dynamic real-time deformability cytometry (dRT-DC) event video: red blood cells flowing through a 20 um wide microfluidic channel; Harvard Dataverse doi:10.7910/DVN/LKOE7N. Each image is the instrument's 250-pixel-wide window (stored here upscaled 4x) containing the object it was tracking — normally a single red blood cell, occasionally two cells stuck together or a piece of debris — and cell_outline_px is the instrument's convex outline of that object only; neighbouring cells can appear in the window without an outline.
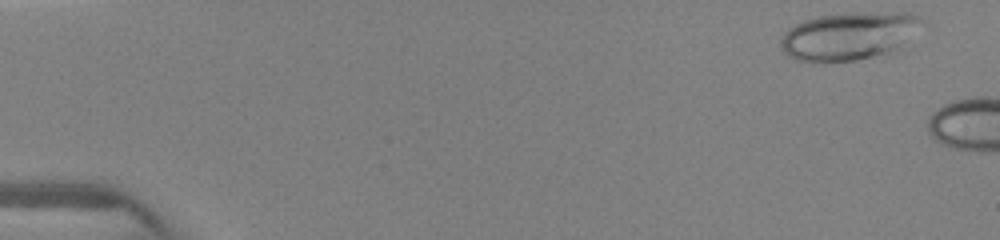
{"species": "human", "species_latin": "Homo sapiens", "temperature_condition": "warm", "stored_images_in_passage": 6, "camera_frame_rate_fps": 3000, "um_per_image_px": 0.085, "donor": {"sex": "female"}, "frame": {"image": 1, "passage_image": 2, "time_ms": 0.333, "image_size_px": [1000, 240], "cell_outline_px": [[928, 20], [908, 52], [892, 56], [824, 64], [812, 64], [796, 60], [788, 56], [780, 48], [780, 40], [788, 28], [804, 20], [820, 16], [900, 12], [912, 12]], "centroid_in_image_um": [72.41, 3.15], "position_along_channel_um": 12.6, "area_um2": 42.19}}